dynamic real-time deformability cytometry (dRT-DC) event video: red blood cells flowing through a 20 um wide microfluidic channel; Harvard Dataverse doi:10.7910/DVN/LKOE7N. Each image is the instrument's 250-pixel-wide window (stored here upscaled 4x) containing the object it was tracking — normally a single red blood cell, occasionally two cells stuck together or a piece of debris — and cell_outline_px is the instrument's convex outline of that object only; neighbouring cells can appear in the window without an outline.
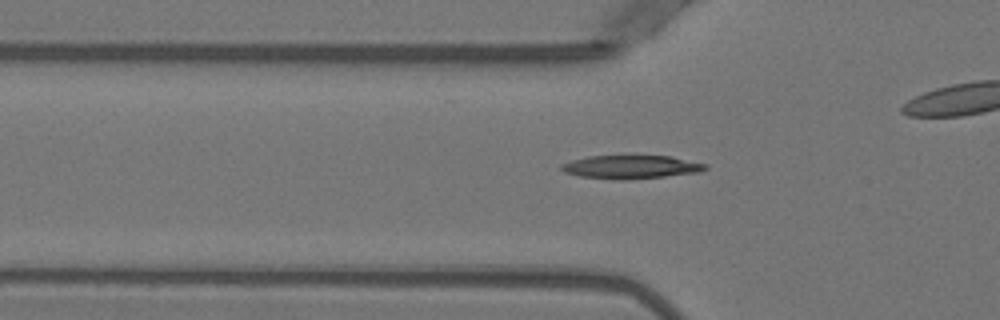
{"species": "Egyptian fruit bat (a non-hibernating species)", "species_latin": "Rousettus aegyptiacus", "temperature_condition": "warm", "stored_images_in_passage": 42, "camera_frame_rate_fps": 3000, "um_per_image_px": 0.085, "animal": {"sex": "female"}, "frame": {"image": 1, "passage_image": 17, "time_ms": 5.333, "image_size_px": [1000, 320], "cell_outline_px": [[708, 168], [696, 172], [664, 176], [624, 180], [620, 180], [580, 176], [564, 172], [560, 168], [560, 164], [572, 160], [588, 156], [672, 156], [708, 164]], "centroid_in_image_um": [53.62, 14.18], "position_along_channel_um": 72.2, "area_um2": 19.48}}
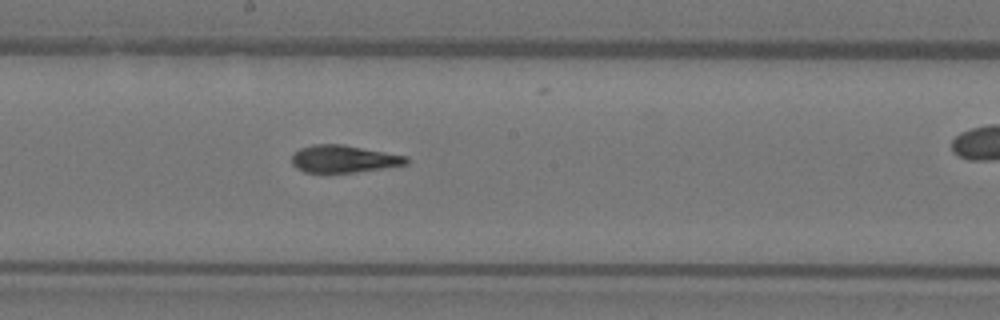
{"frame": {"image": 2, "passage_image": 28, "time_ms": 9.0, "image_size_px": [1000, 320], "cell_outline_px": [[408, 164], [356, 172], [304, 172], [296, 168], [292, 164], [292, 156], [300, 148], [312, 144], [344, 144], [408, 156]], "centroid_in_image_um": [29.22, 13.5], "position_along_channel_um": 219.0, "area_um2": 18.26}}
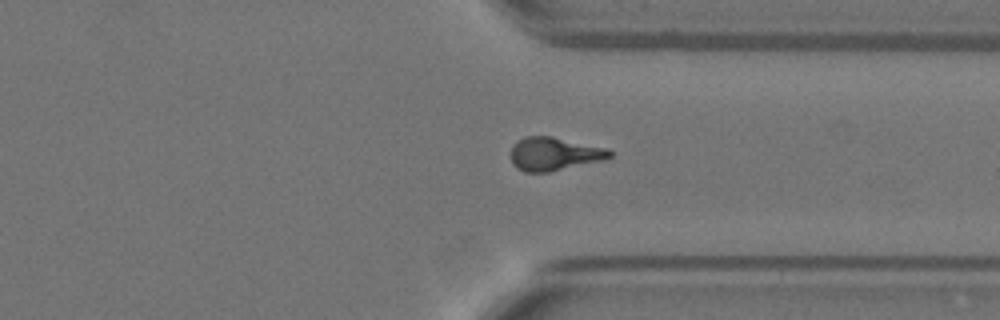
{"frame": {"image": 3, "passage_image": 39, "time_ms": 12.667, "image_size_px": [1000, 320], "cell_outline_px": [[612, 156], [608, 160], [548, 172], [524, 172], [516, 168], [512, 164], [512, 144], [516, 140], [524, 136], [552, 136], [608, 148], [612, 152]], "centroid_in_image_um": [47.14, 13.08], "position_along_channel_um": 364.3, "area_um2": 19.59}}